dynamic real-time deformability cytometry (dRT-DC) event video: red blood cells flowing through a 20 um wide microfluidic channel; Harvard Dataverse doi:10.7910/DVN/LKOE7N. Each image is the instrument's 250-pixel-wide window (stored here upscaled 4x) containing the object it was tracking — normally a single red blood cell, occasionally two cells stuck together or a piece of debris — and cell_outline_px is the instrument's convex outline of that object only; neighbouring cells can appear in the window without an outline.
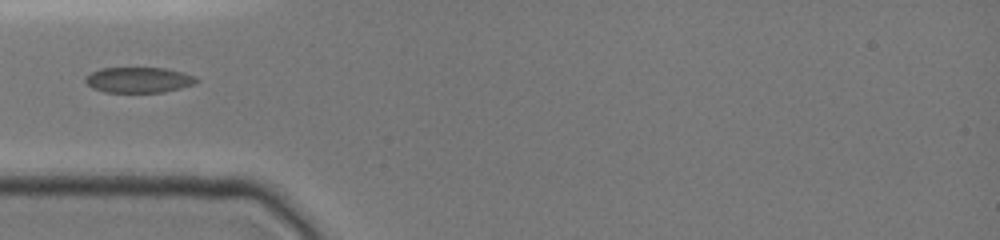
{"species": "common noctule bat (a hibernating species)", "species_latin": "Nyctalus noctula", "temperature_condition": "cold", "stored_images_in_passage": 6, "camera_frame_rate_fps": 3000, "um_per_image_px": 0.085, "animal": {"sex": "female", "body_mass_g": 19.0, "forearm_length_mm": 51.5}, "frame": {"image": 1, "passage_image": 1, "time_ms": 0.0, "image_size_px": [1000, 240], "cell_outline_px": [[200, 80], [192, 84], [180, 88], [164, 92], [104, 92], [92, 88], [84, 80], [84, 76], [100, 68], [164, 68], [196, 76]], "centroid_in_image_um": [11.76, 6.79], "position_along_channel_um": 73.2, "area_um2": 16.47}}
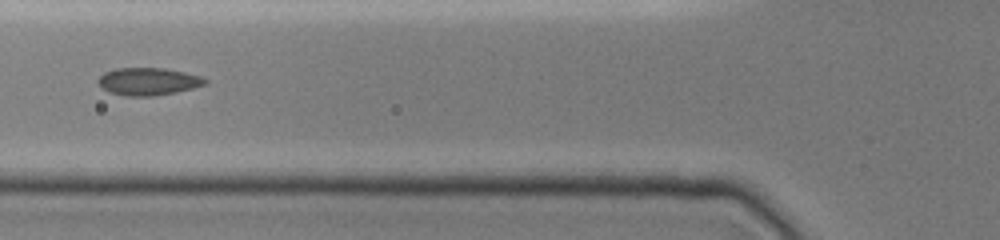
{"frame": {"image": 2, "passage_image": 4, "time_ms": 1.0, "image_size_px": [1000, 240], "cell_outline_px": [[208, 84], [176, 92], [152, 96], [124, 96], [108, 92], [100, 88], [96, 80], [104, 72], [116, 68], [168, 68], [200, 76], [208, 80]], "centroid_in_image_um": [12.56, 6.92], "position_along_channel_um": 113.2, "area_um2": 17.4}}